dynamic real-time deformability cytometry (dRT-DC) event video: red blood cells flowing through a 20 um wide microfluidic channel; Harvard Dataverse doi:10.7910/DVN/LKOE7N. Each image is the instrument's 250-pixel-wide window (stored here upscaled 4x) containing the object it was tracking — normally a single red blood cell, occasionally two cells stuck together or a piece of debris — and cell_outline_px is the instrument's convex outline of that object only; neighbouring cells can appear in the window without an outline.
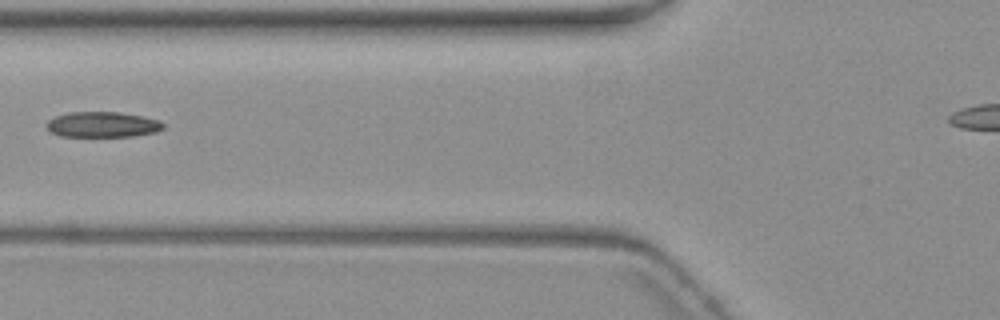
{"species": "common noctule bat (a hibernating species)", "species_latin": "Nyctalus noctula", "temperature_condition": "warm", "stored_images_in_passage": 8, "camera_frame_rate_fps": 3000, "um_per_image_px": 0.085, "animal": {"sex": "female", "body_mass_g": 19.3, "forearm_length_mm": 54.1}, "frame": {"image": 1, "passage_image": 6, "time_ms": 6.0, "image_size_px": [1000, 320], "cell_outline_px": [[164, 128], [156, 132], [132, 136], [60, 136], [52, 132], [48, 128], [48, 120], [56, 116], [72, 112], [120, 112], [140, 116], [156, 120], [164, 124]], "centroid_in_image_um": [8.72, 10.59], "position_along_channel_um": 117.1, "area_um2": 16.99}}
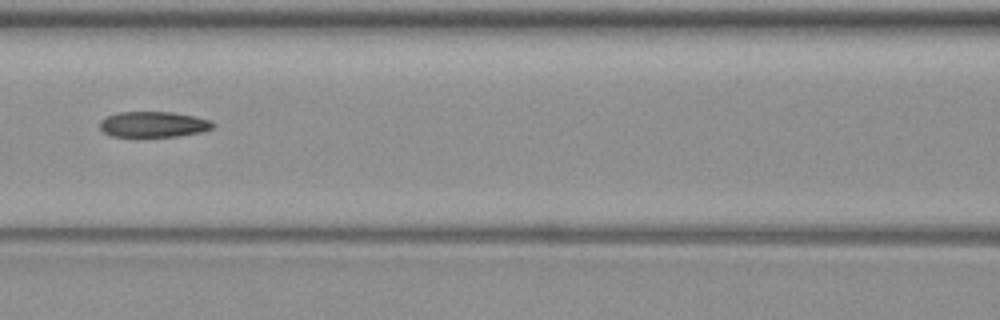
{"frame": {"image": 2, "passage_image": 7, "time_ms": 7.0, "image_size_px": [1000, 320], "cell_outline_px": [[216, 124], [212, 128], [200, 132], [180, 136], [112, 136], [104, 132], [100, 128], [100, 120], [108, 116], [120, 112], [172, 112], [192, 116], [208, 120]], "centroid_in_image_um": [13.03, 10.57], "position_along_channel_um": 153.6, "area_um2": 16.65}}
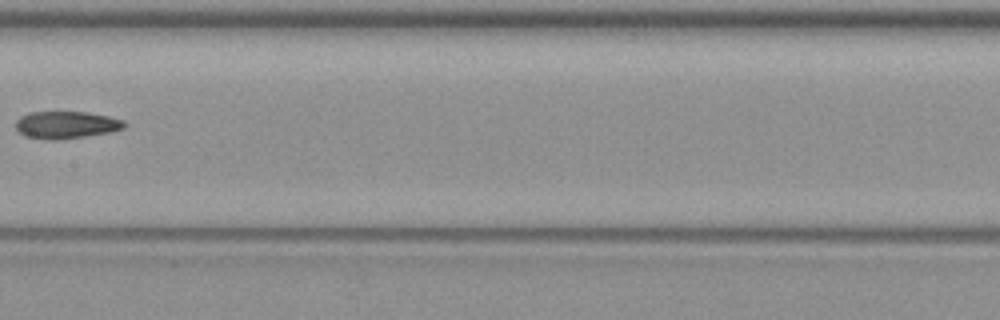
{"frame": {"image": 3, "passage_image": 8, "time_ms": 8.333, "image_size_px": [1000, 320], "cell_outline_px": [[124, 128], [112, 132], [56, 140], [48, 140], [24, 136], [16, 128], [16, 120], [20, 116], [28, 112], [88, 112], [108, 116], [124, 120]], "centroid_in_image_um": [5.6, 10.61], "position_along_channel_um": 201.8, "area_um2": 17.28}}